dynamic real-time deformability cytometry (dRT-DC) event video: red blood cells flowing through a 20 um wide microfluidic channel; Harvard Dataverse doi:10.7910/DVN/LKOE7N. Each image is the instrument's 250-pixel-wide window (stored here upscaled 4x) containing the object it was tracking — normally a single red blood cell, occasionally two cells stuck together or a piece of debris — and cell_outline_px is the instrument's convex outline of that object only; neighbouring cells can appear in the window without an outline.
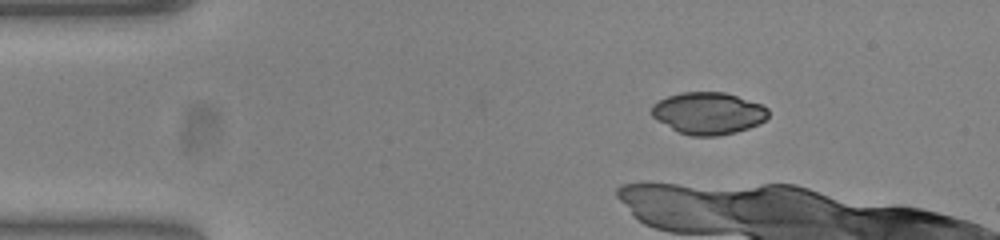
{"species": "common noctule bat (a hibernating species)", "species_latin": "Nyctalus noctula", "temperature_condition": "warm", "stored_images_in_passage": 6, "camera_frame_rate_fps": 3000, "um_per_image_px": 0.085, "animal": {"sex": "female", "body_mass_g": 23.0, "forearm_length_mm": 53.4}, "frame": {"image": 1, "passage_image": 1, "time_ms": 0.0, "image_size_px": [1000, 240], "cell_outline_px": [[768, 116], [760, 124], [736, 132], [716, 136], [692, 136], [676, 132], [656, 120], [648, 112], [652, 104], [668, 96], [680, 92], [724, 92], [760, 104], [768, 108]], "centroid_in_image_um": [60.15, 9.63], "position_along_channel_um": 24.9, "area_um2": 28.78}}